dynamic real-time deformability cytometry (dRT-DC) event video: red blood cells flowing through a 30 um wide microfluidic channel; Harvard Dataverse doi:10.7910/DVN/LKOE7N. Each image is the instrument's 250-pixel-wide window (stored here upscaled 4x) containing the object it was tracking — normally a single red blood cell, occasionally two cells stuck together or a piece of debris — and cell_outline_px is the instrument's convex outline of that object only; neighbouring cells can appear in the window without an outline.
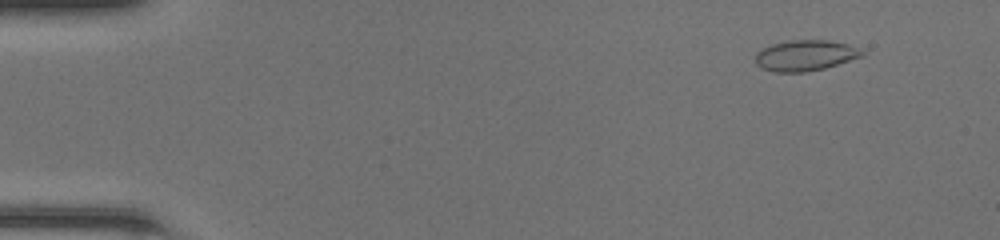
{"species": "common noctule bat (a hibernating species)", "species_latin": "Nyctalus noctula", "temperature_condition": "room temperature", "stored_images_in_passage": 49, "camera_frame_rate_fps": 3000, "um_per_image_px": 0.085, "animal": {"sex": "female", "body_mass_g": 20.0, "forearm_length_mm": 54.0}, "frame": {"image": 1, "passage_image": 5, "time_ms": 1.333, "image_size_px": [1000, 240], "cell_outline_px": [[868, 52], [864, 56], [824, 68], [804, 72], [776, 72], [760, 68], [756, 64], [756, 52], [760, 48], [772, 44], [788, 40], [828, 40], [848, 44], [860, 48]], "centroid_in_image_um": [68.46, 4.7], "position_along_channel_um": 16.5, "area_um2": 19.36}}
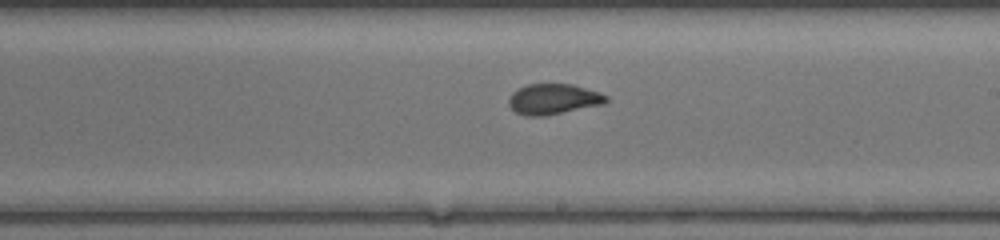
{"frame": {"image": 2, "passage_image": 29, "time_ms": 9.333, "image_size_px": [1000, 240], "cell_outline_px": [[608, 100], [604, 104], [544, 116], [524, 116], [516, 112], [508, 104], [508, 100], [512, 92], [528, 84], [572, 84], [600, 92], [608, 96]], "centroid_in_image_um": [47.04, 8.43], "position_along_channel_um": 242.0, "area_um2": 17.34}}
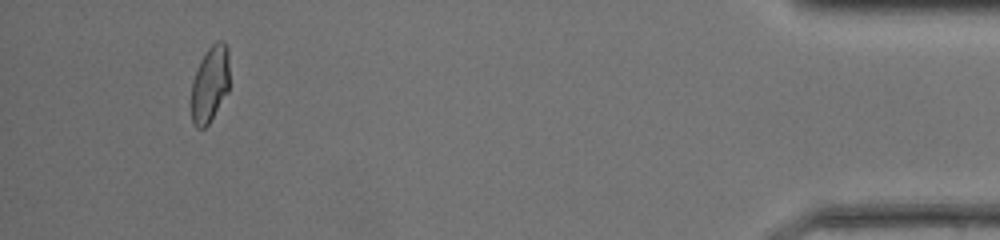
{"frame": {"image": 3, "passage_image": 46, "time_ms": 15.0, "image_size_px": [1000, 240], "cell_outline_px": [[228, 92], [208, 124], [204, 128], [196, 128], [192, 124], [188, 104], [192, 84], [196, 68], [200, 60], [208, 48], [216, 40], [224, 40], [228, 48]], "centroid_in_image_um": [17.79, 7.18], "position_along_channel_um": 417.4, "area_um2": 17.57}, "authors_computed_cell_mechanics": {"area_um2": 17.9758, "velocity_mm_per_s": 4.3041, "shape_relaxation_time_tau1_ms": null, "shape_relaxation_time_tau2_ms": 0.9084, "deformation_change_tau1": null, "deformation_change_tau2": 0.0432}}